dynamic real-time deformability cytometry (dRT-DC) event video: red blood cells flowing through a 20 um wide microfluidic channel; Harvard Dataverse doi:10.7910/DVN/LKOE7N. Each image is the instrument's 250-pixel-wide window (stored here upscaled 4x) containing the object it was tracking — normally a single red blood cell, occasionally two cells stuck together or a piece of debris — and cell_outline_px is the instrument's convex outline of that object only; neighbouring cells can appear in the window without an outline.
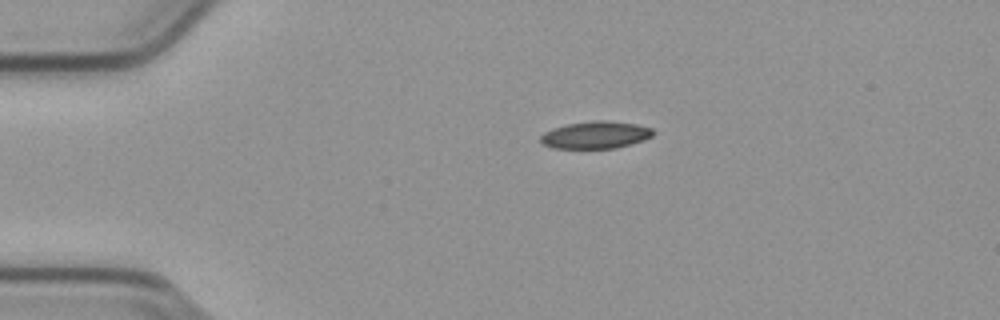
{"species": "common noctule bat (a hibernating species)", "species_latin": "Nyctalus noctula", "temperature_condition": "cold", "stored_images_in_passage": 44, "camera_frame_rate_fps": 3000, "um_per_image_px": 0.085, "animal": {"sex": "male", "body_mass_g": 23.1, "forearm_length_mm": 52.7}, "frame": {"image": 1, "passage_image": 1, "time_ms": 0.0, "image_size_px": [1000, 320], "cell_outline_px": [[656, 132], [652, 136], [644, 140], [616, 148], [552, 148], [544, 144], [540, 140], [540, 136], [544, 132], [552, 128], [568, 124], [596, 120], [608, 120], [636, 124], [652, 128]], "centroid_in_image_um": [50.65, 11.46], "position_along_channel_um": 34.4, "area_um2": 17.92}}
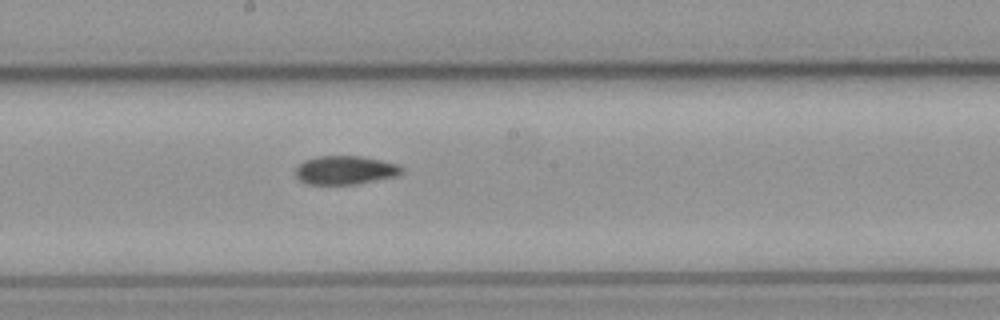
{"frame": {"image": 2, "passage_image": 19, "time_ms": 6.0, "image_size_px": [1000, 320], "cell_outline_px": [[404, 172], [396, 176], [356, 184], [308, 184], [300, 180], [296, 176], [296, 168], [304, 160], [316, 156], [360, 156], [380, 160], [396, 164], [404, 168]], "centroid_in_image_um": [29.34, 14.46], "position_along_channel_um": 218.9, "area_um2": 17.63}}
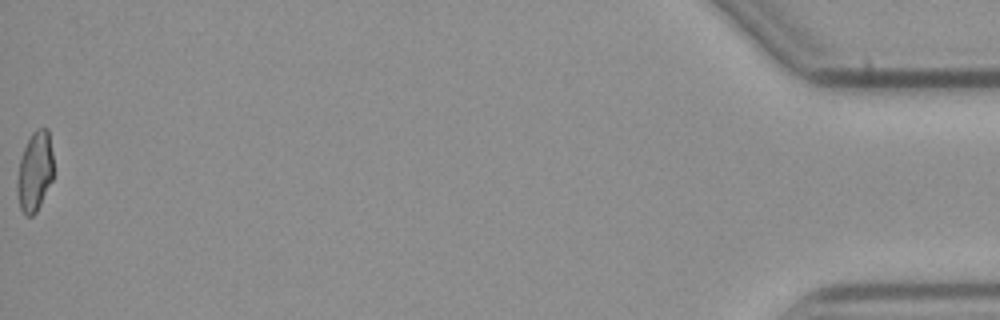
{"frame": {"image": 3, "passage_image": 44, "time_ms": 14.333, "image_size_px": [1000, 320], "cell_outline_px": [[52, 180], [36, 212], [32, 216], [24, 216], [20, 208], [16, 192], [16, 180], [20, 160], [24, 148], [32, 132], [36, 128], [48, 128], [52, 152]], "centroid_in_image_um": [2.93, 14.59], "position_along_channel_um": 432.3, "area_um2": 16.88}, "authors_computed_cell_mechanics": {"area_um2": 17.8313, "velocity_mm_per_s": 3.8055, "shape_relaxation_time_tau1_ms": null, "shape_relaxation_time_tau2_ms": 5.7119, "deformation_change_tau1": null, "deformation_change_tau2": 0.1071}}